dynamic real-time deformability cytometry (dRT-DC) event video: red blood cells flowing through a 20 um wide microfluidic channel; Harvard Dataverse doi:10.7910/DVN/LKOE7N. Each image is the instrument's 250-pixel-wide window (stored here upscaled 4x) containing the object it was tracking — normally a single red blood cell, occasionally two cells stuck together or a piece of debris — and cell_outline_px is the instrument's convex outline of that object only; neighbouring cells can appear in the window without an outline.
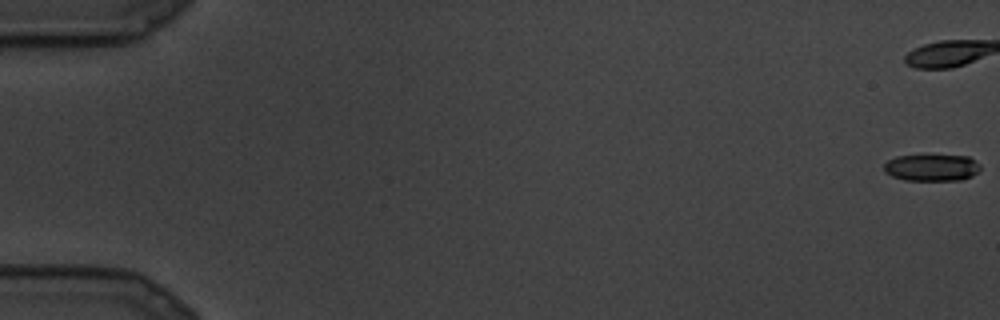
{"species": "common noctule bat (a hibernating species)", "species_latin": "Nyctalus noctula", "temperature_condition": "cold", "stored_images_in_passage": 26, "camera_frame_rate_fps": 3000, "um_per_image_px": 0.085, "animal": {"sex": "male", "body_mass_g": 19.5, "forearm_length_mm": 54.6}, "frame": {"image": 1, "passage_image": 1, "time_ms": 0.0, "image_size_px": [1000, 320], "cell_outline_px": [[980, 168], [972, 176], [960, 180], [904, 180], [892, 176], [884, 172], [884, 164], [888, 160], [896, 156], [968, 156], [980, 164]], "centroid_in_image_um": [79.18, 14.26], "position_along_channel_um": 5.8, "area_um2": 14.85}}